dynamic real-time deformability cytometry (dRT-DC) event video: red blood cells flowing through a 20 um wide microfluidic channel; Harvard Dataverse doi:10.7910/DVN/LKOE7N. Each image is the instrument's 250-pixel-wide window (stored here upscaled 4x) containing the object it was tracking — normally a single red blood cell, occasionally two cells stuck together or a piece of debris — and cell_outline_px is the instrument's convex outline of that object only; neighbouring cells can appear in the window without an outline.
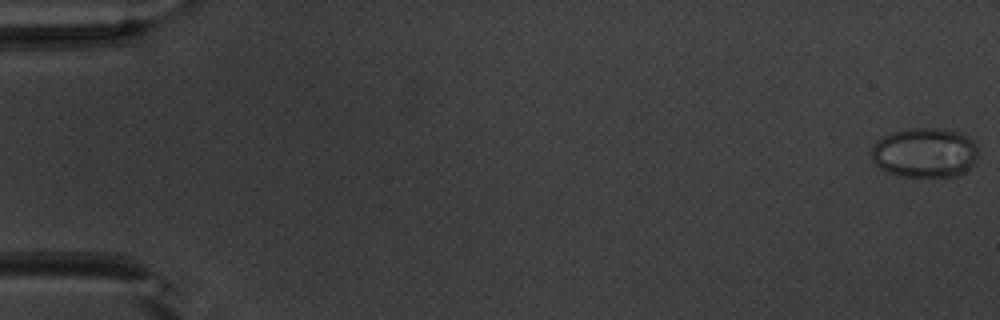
{"species": "common noctule bat (a hibernating species)", "species_latin": "Nyctalus noctula", "temperature_condition": "warm", "stored_images_in_passage": 52, "camera_frame_rate_fps": 3000, "um_per_image_px": 0.085, "animal": {"sex": "male", "body_mass_g": 20.1, "forearm_length_mm": 53.5}, "frame": {"image": 1, "passage_image": 1, "time_ms": 0.0, "image_size_px": [1000, 320], "cell_outline_px": [[976, 160], [964, 172], [956, 176], [900, 176], [888, 172], [880, 168], [872, 160], [872, 148], [884, 136], [892, 132], [912, 128], [936, 128], [956, 132], [968, 136], [976, 144]], "centroid_in_image_um": [78.61, 12.98], "position_along_channel_um": 6.4, "area_um2": 30.52}}
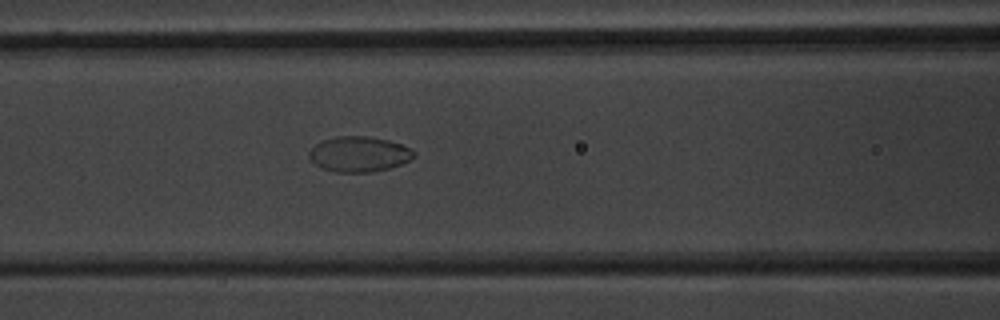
{"frame": {"image": 2, "passage_image": 23, "time_ms": 7.333, "image_size_px": [1000, 320], "cell_outline_px": [[416, 156], [412, 160], [388, 168], [372, 172], [336, 172], [320, 168], [308, 156], [308, 152], [320, 140], [336, 136], [368, 136], [388, 140], [412, 148], [416, 152]], "centroid_in_image_um": [30.53, 13.09], "position_along_channel_um": 136.1, "area_um2": 21.79}}
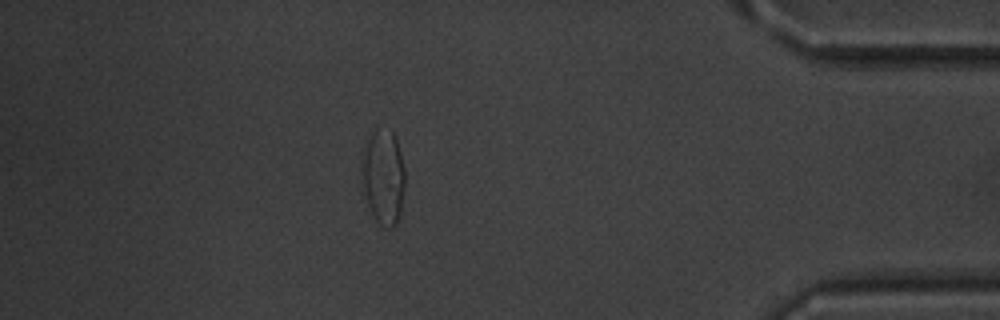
{"frame": {"image": 3, "passage_image": 46, "time_ms": 15.0, "image_size_px": [1000, 320], "cell_outline_px": [[404, 188], [400, 212], [396, 224], [392, 228], [388, 228], [380, 224], [372, 216], [360, 180], [360, 172], [364, 144], [376, 128], [392, 132], [396, 140], [400, 152], [404, 168]], "centroid_in_image_um": [32.55, 15.05], "position_along_channel_um": 402.7, "area_um2": 23.99}}